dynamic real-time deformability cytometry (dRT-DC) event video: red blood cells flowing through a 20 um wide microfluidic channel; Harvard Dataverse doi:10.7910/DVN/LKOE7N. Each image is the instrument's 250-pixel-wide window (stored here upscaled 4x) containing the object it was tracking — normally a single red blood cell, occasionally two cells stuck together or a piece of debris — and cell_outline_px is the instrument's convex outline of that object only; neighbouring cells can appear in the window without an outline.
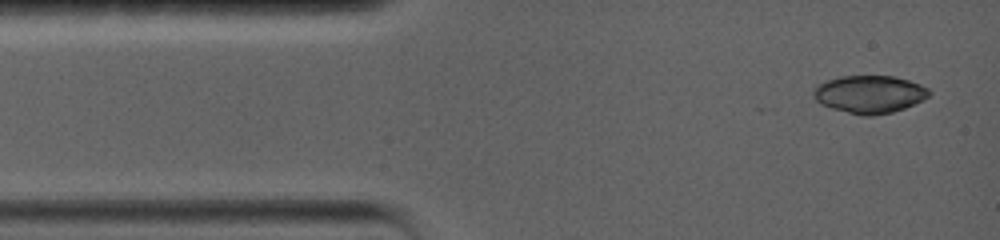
{"species": "common noctule bat (a hibernating species)", "species_latin": "Nyctalus noctula", "temperature_condition": "warm", "stored_images_in_passage": 3, "camera_frame_rate_fps": 5000, "um_per_image_px": 0.085, "animal": {"sex": "female", "body_mass_g": 19.0, "forearm_length_mm": 56.7}, "frame": {"image": 1, "passage_image": 1, "time_ms": 0.0, "image_size_px": [1000, 240], "cell_outline_px": [[932, 92], [924, 100], [904, 108], [892, 112], [872, 116], [864, 116], [832, 108], [820, 104], [816, 100], [812, 92], [816, 84], [840, 76], [896, 76], [920, 84], [928, 88]], "centroid_in_image_um": [73.91, 8.0], "position_along_channel_um": 11.1, "area_um2": 25.49}}